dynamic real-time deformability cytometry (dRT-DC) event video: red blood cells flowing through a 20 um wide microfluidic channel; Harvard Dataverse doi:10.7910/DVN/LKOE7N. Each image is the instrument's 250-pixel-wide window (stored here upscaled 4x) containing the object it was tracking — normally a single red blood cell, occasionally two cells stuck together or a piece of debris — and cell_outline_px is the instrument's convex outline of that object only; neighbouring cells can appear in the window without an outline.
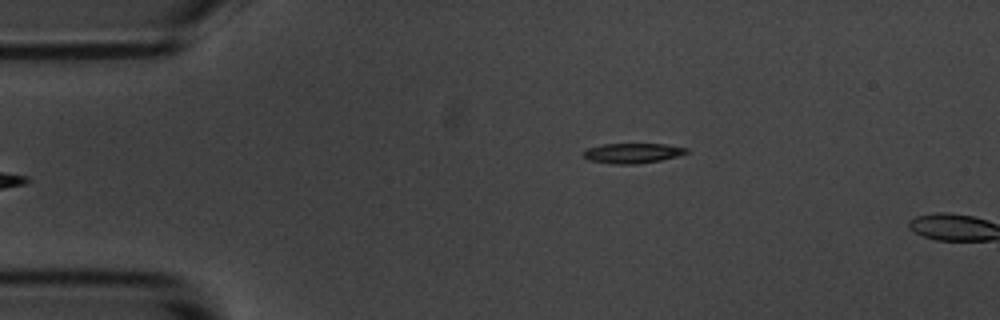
{"species": "common noctule bat (a hibernating species)", "species_latin": "Nyctalus noctula", "temperature_condition": "room temperature", "stored_images_in_passage": 6, "camera_frame_rate_fps": 3000, "um_per_image_px": 0.085, "animal": {"sex": "male", "body_mass_g": 20.1, "forearm_length_mm": 53.5}, "frame": {"image": 1, "passage_image": 6, "time_ms": 5.667, "image_size_px": [1000, 320], "cell_outline_px": [[688, 152], [676, 156], [660, 160], [636, 164], [616, 164], [588, 160], [584, 156], [584, 152], [588, 148], [604, 144], [668, 144], [688, 148]], "centroid_in_image_um": [53.78, 13.01], "position_along_channel_um": 31.2, "area_um2": 11.85}}